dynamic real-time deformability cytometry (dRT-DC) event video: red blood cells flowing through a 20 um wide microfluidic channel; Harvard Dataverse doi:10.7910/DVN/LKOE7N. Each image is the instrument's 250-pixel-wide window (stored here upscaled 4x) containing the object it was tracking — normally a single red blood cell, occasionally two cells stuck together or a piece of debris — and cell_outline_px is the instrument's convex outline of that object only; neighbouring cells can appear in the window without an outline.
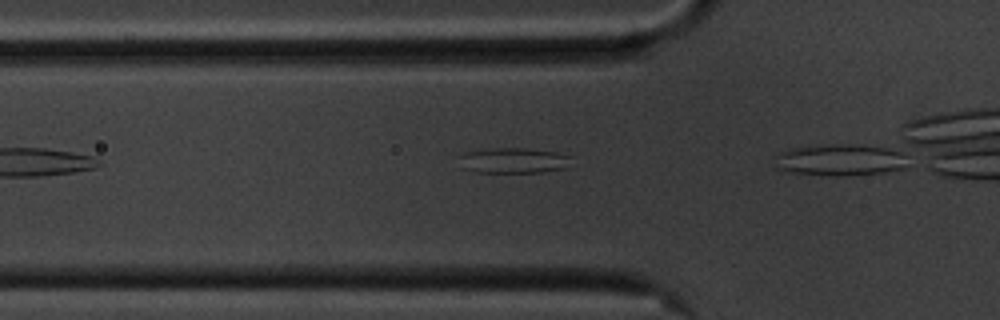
{"species": "common noctule bat (a hibernating species)", "species_latin": "Nyctalus noctula", "temperature_condition": "cold", "stored_images_in_passage": 4, "camera_frame_rate_fps": 3000, "um_per_image_px": 0.085, "animal": {"sex": "male", "body_mass_g": 20.1, "forearm_length_mm": 53.5}, "frame": {"image": 1, "passage_image": 3, "time_ms": 0.667, "image_size_px": [1000, 320], "cell_outline_px": [[572, 156], [568, 168], [544, 172], [476, 172], [464, 168], [460, 156], [468, 152], [496, 148], [528, 148], [556, 152]], "centroid_in_image_um": [43.76, 13.64], "position_along_channel_um": 82.0, "area_um2": 16.47}}